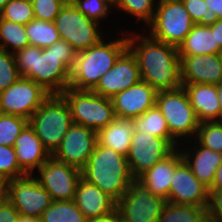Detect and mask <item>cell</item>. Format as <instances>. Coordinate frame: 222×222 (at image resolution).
<instances>
[{"mask_svg": "<svg viewBox=\"0 0 222 222\" xmlns=\"http://www.w3.org/2000/svg\"><path fill=\"white\" fill-rule=\"evenodd\" d=\"M205 211L203 207L168 202L158 222H195Z\"/></svg>", "mask_w": 222, "mask_h": 222, "instance_id": "obj_31", "label": "cell"}, {"mask_svg": "<svg viewBox=\"0 0 222 222\" xmlns=\"http://www.w3.org/2000/svg\"><path fill=\"white\" fill-rule=\"evenodd\" d=\"M217 222H222V190H209L206 209Z\"/></svg>", "mask_w": 222, "mask_h": 222, "instance_id": "obj_41", "label": "cell"}, {"mask_svg": "<svg viewBox=\"0 0 222 222\" xmlns=\"http://www.w3.org/2000/svg\"><path fill=\"white\" fill-rule=\"evenodd\" d=\"M6 198L21 215L40 219L53 202L50 194L38 183L34 175H25L9 180Z\"/></svg>", "mask_w": 222, "mask_h": 222, "instance_id": "obj_12", "label": "cell"}, {"mask_svg": "<svg viewBox=\"0 0 222 222\" xmlns=\"http://www.w3.org/2000/svg\"><path fill=\"white\" fill-rule=\"evenodd\" d=\"M61 95L68 102L75 124L98 132L115 118L112 100L93 91L68 87Z\"/></svg>", "mask_w": 222, "mask_h": 222, "instance_id": "obj_7", "label": "cell"}, {"mask_svg": "<svg viewBox=\"0 0 222 222\" xmlns=\"http://www.w3.org/2000/svg\"><path fill=\"white\" fill-rule=\"evenodd\" d=\"M77 54L73 46L59 39L45 49L29 45L16 51L14 57L21 76L33 80L50 94H61L69 87Z\"/></svg>", "mask_w": 222, "mask_h": 222, "instance_id": "obj_1", "label": "cell"}, {"mask_svg": "<svg viewBox=\"0 0 222 222\" xmlns=\"http://www.w3.org/2000/svg\"><path fill=\"white\" fill-rule=\"evenodd\" d=\"M194 25L181 0H158L147 31L152 38L178 48Z\"/></svg>", "mask_w": 222, "mask_h": 222, "instance_id": "obj_8", "label": "cell"}, {"mask_svg": "<svg viewBox=\"0 0 222 222\" xmlns=\"http://www.w3.org/2000/svg\"><path fill=\"white\" fill-rule=\"evenodd\" d=\"M155 105L163 114L170 135L177 142L179 140L181 144L188 137V141L195 139L200 122L183 87L175 90L158 91Z\"/></svg>", "mask_w": 222, "mask_h": 222, "instance_id": "obj_6", "label": "cell"}, {"mask_svg": "<svg viewBox=\"0 0 222 222\" xmlns=\"http://www.w3.org/2000/svg\"><path fill=\"white\" fill-rule=\"evenodd\" d=\"M182 160L183 156L178 148L170 156L152 166L141 175L138 180L142 182L153 195L168 200L175 168Z\"/></svg>", "mask_w": 222, "mask_h": 222, "instance_id": "obj_23", "label": "cell"}, {"mask_svg": "<svg viewBox=\"0 0 222 222\" xmlns=\"http://www.w3.org/2000/svg\"><path fill=\"white\" fill-rule=\"evenodd\" d=\"M10 0H0V12L3 10L4 6L9 2Z\"/></svg>", "mask_w": 222, "mask_h": 222, "instance_id": "obj_52", "label": "cell"}, {"mask_svg": "<svg viewBox=\"0 0 222 222\" xmlns=\"http://www.w3.org/2000/svg\"><path fill=\"white\" fill-rule=\"evenodd\" d=\"M185 9L189 12L195 24L212 25L218 18L216 14L209 11L205 0H181Z\"/></svg>", "mask_w": 222, "mask_h": 222, "instance_id": "obj_39", "label": "cell"}, {"mask_svg": "<svg viewBox=\"0 0 222 222\" xmlns=\"http://www.w3.org/2000/svg\"><path fill=\"white\" fill-rule=\"evenodd\" d=\"M207 8L216 14L218 19H222V0H205Z\"/></svg>", "mask_w": 222, "mask_h": 222, "instance_id": "obj_43", "label": "cell"}, {"mask_svg": "<svg viewBox=\"0 0 222 222\" xmlns=\"http://www.w3.org/2000/svg\"><path fill=\"white\" fill-rule=\"evenodd\" d=\"M198 121H220V106L217 85L182 84Z\"/></svg>", "mask_w": 222, "mask_h": 222, "instance_id": "obj_24", "label": "cell"}, {"mask_svg": "<svg viewBox=\"0 0 222 222\" xmlns=\"http://www.w3.org/2000/svg\"><path fill=\"white\" fill-rule=\"evenodd\" d=\"M133 132L132 119L115 116L111 123L97 132V141L126 157Z\"/></svg>", "mask_w": 222, "mask_h": 222, "instance_id": "obj_25", "label": "cell"}, {"mask_svg": "<svg viewBox=\"0 0 222 222\" xmlns=\"http://www.w3.org/2000/svg\"><path fill=\"white\" fill-rule=\"evenodd\" d=\"M50 95L41 85L21 76L0 92V106L4 114L29 120Z\"/></svg>", "mask_w": 222, "mask_h": 222, "instance_id": "obj_13", "label": "cell"}, {"mask_svg": "<svg viewBox=\"0 0 222 222\" xmlns=\"http://www.w3.org/2000/svg\"><path fill=\"white\" fill-rule=\"evenodd\" d=\"M217 93L220 106V121L222 122V83L217 85Z\"/></svg>", "mask_w": 222, "mask_h": 222, "instance_id": "obj_48", "label": "cell"}, {"mask_svg": "<svg viewBox=\"0 0 222 222\" xmlns=\"http://www.w3.org/2000/svg\"><path fill=\"white\" fill-rule=\"evenodd\" d=\"M192 141H186L182 143L183 145L179 144V150L181 151L184 161L189 165L194 176L203 185L210 189L213 184L215 172L222 164V153L214 152L200 145L197 141H195V139H193ZM186 143L194 144L191 147L190 145H187L186 148Z\"/></svg>", "mask_w": 222, "mask_h": 222, "instance_id": "obj_20", "label": "cell"}, {"mask_svg": "<svg viewBox=\"0 0 222 222\" xmlns=\"http://www.w3.org/2000/svg\"><path fill=\"white\" fill-rule=\"evenodd\" d=\"M20 77L14 53L0 49V92L7 89Z\"/></svg>", "mask_w": 222, "mask_h": 222, "instance_id": "obj_37", "label": "cell"}, {"mask_svg": "<svg viewBox=\"0 0 222 222\" xmlns=\"http://www.w3.org/2000/svg\"><path fill=\"white\" fill-rule=\"evenodd\" d=\"M60 39L68 42L78 52L96 45L102 40V27L98 22L87 18L71 0L62 7L54 20ZM101 28V29H100Z\"/></svg>", "mask_w": 222, "mask_h": 222, "instance_id": "obj_9", "label": "cell"}, {"mask_svg": "<svg viewBox=\"0 0 222 222\" xmlns=\"http://www.w3.org/2000/svg\"><path fill=\"white\" fill-rule=\"evenodd\" d=\"M209 190H222V164L216 170L213 184Z\"/></svg>", "mask_w": 222, "mask_h": 222, "instance_id": "obj_45", "label": "cell"}, {"mask_svg": "<svg viewBox=\"0 0 222 222\" xmlns=\"http://www.w3.org/2000/svg\"><path fill=\"white\" fill-rule=\"evenodd\" d=\"M88 222H118V210L116 209L106 216L99 219L89 220Z\"/></svg>", "mask_w": 222, "mask_h": 222, "instance_id": "obj_46", "label": "cell"}, {"mask_svg": "<svg viewBox=\"0 0 222 222\" xmlns=\"http://www.w3.org/2000/svg\"><path fill=\"white\" fill-rule=\"evenodd\" d=\"M3 114H4V113H3L2 108H1V106H0V118L2 117Z\"/></svg>", "mask_w": 222, "mask_h": 222, "instance_id": "obj_55", "label": "cell"}, {"mask_svg": "<svg viewBox=\"0 0 222 222\" xmlns=\"http://www.w3.org/2000/svg\"><path fill=\"white\" fill-rule=\"evenodd\" d=\"M0 17L15 23L28 24L34 19L31 0H10L0 12Z\"/></svg>", "mask_w": 222, "mask_h": 222, "instance_id": "obj_34", "label": "cell"}, {"mask_svg": "<svg viewBox=\"0 0 222 222\" xmlns=\"http://www.w3.org/2000/svg\"><path fill=\"white\" fill-rule=\"evenodd\" d=\"M117 39L100 40L96 45L78 52L71 71L69 87L92 91L100 78L110 70L120 55L128 48L127 33Z\"/></svg>", "mask_w": 222, "mask_h": 222, "instance_id": "obj_4", "label": "cell"}, {"mask_svg": "<svg viewBox=\"0 0 222 222\" xmlns=\"http://www.w3.org/2000/svg\"><path fill=\"white\" fill-rule=\"evenodd\" d=\"M179 57L181 84L222 83V53Z\"/></svg>", "mask_w": 222, "mask_h": 222, "instance_id": "obj_18", "label": "cell"}, {"mask_svg": "<svg viewBox=\"0 0 222 222\" xmlns=\"http://www.w3.org/2000/svg\"><path fill=\"white\" fill-rule=\"evenodd\" d=\"M77 9L87 18L92 19L99 24L102 20L111 14L112 8L105 0H71Z\"/></svg>", "mask_w": 222, "mask_h": 222, "instance_id": "obj_38", "label": "cell"}, {"mask_svg": "<svg viewBox=\"0 0 222 222\" xmlns=\"http://www.w3.org/2000/svg\"><path fill=\"white\" fill-rule=\"evenodd\" d=\"M29 44L45 49L60 39L54 22L34 18L25 25Z\"/></svg>", "mask_w": 222, "mask_h": 222, "instance_id": "obj_29", "label": "cell"}, {"mask_svg": "<svg viewBox=\"0 0 222 222\" xmlns=\"http://www.w3.org/2000/svg\"><path fill=\"white\" fill-rule=\"evenodd\" d=\"M97 131L73 123L52 156L82 170L97 144Z\"/></svg>", "mask_w": 222, "mask_h": 222, "instance_id": "obj_15", "label": "cell"}, {"mask_svg": "<svg viewBox=\"0 0 222 222\" xmlns=\"http://www.w3.org/2000/svg\"><path fill=\"white\" fill-rule=\"evenodd\" d=\"M35 178L50 194L53 201H71L74 199L81 170L63 163L51 156L38 170Z\"/></svg>", "mask_w": 222, "mask_h": 222, "instance_id": "obj_14", "label": "cell"}, {"mask_svg": "<svg viewBox=\"0 0 222 222\" xmlns=\"http://www.w3.org/2000/svg\"><path fill=\"white\" fill-rule=\"evenodd\" d=\"M5 196V191H0V201Z\"/></svg>", "mask_w": 222, "mask_h": 222, "instance_id": "obj_54", "label": "cell"}, {"mask_svg": "<svg viewBox=\"0 0 222 222\" xmlns=\"http://www.w3.org/2000/svg\"><path fill=\"white\" fill-rule=\"evenodd\" d=\"M81 177L116 202L126 193L133 180L127 157L98 142L81 170Z\"/></svg>", "mask_w": 222, "mask_h": 222, "instance_id": "obj_3", "label": "cell"}, {"mask_svg": "<svg viewBox=\"0 0 222 222\" xmlns=\"http://www.w3.org/2000/svg\"><path fill=\"white\" fill-rule=\"evenodd\" d=\"M209 26L211 27V31H215L216 42L222 49V19H218L214 24Z\"/></svg>", "mask_w": 222, "mask_h": 222, "instance_id": "obj_44", "label": "cell"}, {"mask_svg": "<svg viewBox=\"0 0 222 222\" xmlns=\"http://www.w3.org/2000/svg\"><path fill=\"white\" fill-rule=\"evenodd\" d=\"M156 5V0H121L116 10L126 12L148 26L155 16Z\"/></svg>", "mask_w": 222, "mask_h": 222, "instance_id": "obj_33", "label": "cell"}, {"mask_svg": "<svg viewBox=\"0 0 222 222\" xmlns=\"http://www.w3.org/2000/svg\"><path fill=\"white\" fill-rule=\"evenodd\" d=\"M132 121L134 131H141L160 138H173L163 114L156 105L141 116L133 118Z\"/></svg>", "mask_w": 222, "mask_h": 222, "instance_id": "obj_28", "label": "cell"}, {"mask_svg": "<svg viewBox=\"0 0 222 222\" xmlns=\"http://www.w3.org/2000/svg\"><path fill=\"white\" fill-rule=\"evenodd\" d=\"M111 8H117L121 0H105Z\"/></svg>", "mask_w": 222, "mask_h": 222, "instance_id": "obj_50", "label": "cell"}, {"mask_svg": "<svg viewBox=\"0 0 222 222\" xmlns=\"http://www.w3.org/2000/svg\"><path fill=\"white\" fill-rule=\"evenodd\" d=\"M28 124V119L3 114L0 118V145L13 146L16 138Z\"/></svg>", "mask_w": 222, "mask_h": 222, "instance_id": "obj_35", "label": "cell"}, {"mask_svg": "<svg viewBox=\"0 0 222 222\" xmlns=\"http://www.w3.org/2000/svg\"><path fill=\"white\" fill-rule=\"evenodd\" d=\"M179 56L210 55L222 53L216 42L215 31L208 25L195 24L183 42L179 45Z\"/></svg>", "mask_w": 222, "mask_h": 222, "instance_id": "obj_26", "label": "cell"}, {"mask_svg": "<svg viewBox=\"0 0 222 222\" xmlns=\"http://www.w3.org/2000/svg\"><path fill=\"white\" fill-rule=\"evenodd\" d=\"M168 200L153 195L138 179H133L116 209L127 222H158Z\"/></svg>", "mask_w": 222, "mask_h": 222, "instance_id": "obj_11", "label": "cell"}, {"mask_svg": "<svg viewBox=\"0 0 222 222\" xmlns=\"http://www.w3.org/2000/svg\"><path fill=\"white\" fill-rule=\"evenodd\" d=\"M156 95L150 84L140 81L111 98L115 116L130 119L141 116L155 106Z\"/></svg>", "mask_w": 222, "mask_h": 222, "instance_id": "obj_19", "label": "cell"}, {"mask_svg": "<svg viewBox=\"0 0 222 222\" xmlns=\"http://www.w3.org/2000/svg\"><path fill=\"white\" fill-rule=\"evenodd\" d=\"M178 144L174 138H160L134 131L126 156L133 179H138L156 163L174 153L179 148Z\"/></svg>", "mask_w": 222, "mask_h": 222, "instance_id": "obj_10", "label": "cell"}, {"mask_svg": "<svg viewBox=\"0 0 222 222\" xmlns=\"http://www.w3.org/2000/svg\"><path fill=\"white\" fill-rule=\"evenodd\" d=\"M140 71L135 55L127 48L117 59L115 65L101 78L94 93L106 98H113L117 93L139 83Z\"/></svg>", "mask_w": 222, "mask_h": 222, "instance_id": "obj_16", "label": "cell"}, {"mask_svg": "<svg viewBox=\"0 0 222 222\" xmlns=\"http://www.w3.org/2000/svg\"><path fill=\"white\" fill-rule=\"evenodd\" d=\"M73 201L88 221L112 213L117 206L114 199L82 177L77 184Z\"/></svg>", "mask_w": 222, "mask_h": 222, "instance_id": "obj_21", "label": "cell"}, {"mask_svg": "<svg viewBox=\"0 0 222 222\" xmlns=\"http://www.w3.org/2000/svg\"><path fill=\"white\" fill-rule=\"evenodd\" d=\"M0 175L6 182L27 175L18 164L13 146L0 145Z\"/></svg>", "mask_w": 222, "mask_h": 222, "instance_id": "obj_36", "label": "cell"}, {"mask_svg": "<svg viewBox=\"0 0 222 222\" xmlns=\"http://www.w3.org/2000/svg\"><path fill=\"white\" fill-rule=\"evenodd\" d=\"M195 140L202 146L222 153V122L205 121L199 124Z\"/></svg>", "mask_w": 222, "mask_h": 222, "instance_id": "obj_32", "label": "cell"}, {"mask_svg": "<svg viewBox=\"0 0 222 222\" xmlns=\"http://www.w3.org/2000/svg\"><path fill=\"white\" fill-rule=\"evenodd\" d=\"M127 34L128 48L136 57L141 81L150 84L157 92L182 87L177 47L146 33L134 34L131 30V35L129 32Z\"/></svg>", "mask_w": 222, "mask_h": 222, "instance_id": "obj_2", "label": "cell"}, {"mask_svg": "<svg viewBox=\"0 0 222 222\" xmlns=\"http://www.w3.org/2000/svg\"><path fill=\"white\" fill-rule=\"evenodd\" d=\"M29 45L25 25L0 17V49L15 53Z\"/></svg>", "mask_w": 222, "mask_h": 222, "instance_id": "obj_27", "label": "cell"}, {"mask_svg": "<svg viewBox=\"0 0 222 222\" xmlns=\"http://www.w3.org/2000/svg\"><path fill=\"white\" fill-rule=\"evenodd\" d=\"M72 124L68 102L61 94H51L29 119V125L51 155Z\"/></svg>", "mask_w": 222, "mask_h": 222, "instance_id": "obj_5", "label": "cell"}, {"mask_svg": "<svg viewBox=\"0 0 222 222\" xmlns=\"http://www.w3.org/2000/svg\"><path fill=\"white\" fill-rule=\"evenodd\" d=\"M20 213L4 196L0 201V222H16Z\"/></svg>", "mask_w": 222, "mask_h": 222, "instance_id": "obj_42", "label": "cell"}, {"mask_svg": "<svg viewBox=\"0 0 222 222\" xmlns=\"http://www.w3.org/2000/svg\"><path fill=\"white\" fill-rule=\"evenodd\" d=\"M208 201L209 189L194 176L189 165L183 159L175 168L168 202L207 209Z\"/></svg>", "mask_w": 222, "mask_h": 222, "instance_id": "obj_17", "label": "cell"}, {"mask_svg": "<svg viewBox=\"0 0 222 222\" xmlns=\"http://www.w3.org/2000/svg\"><path fill=\"white\" fill-rule=\"evenodd\" d=\"M118 222H127L121 217V214L119 211H118Z\"/></svg>", "mask_w": 222, "mask_h": 222, "instance_id": "obj_53", "label": "cell"}, {"mask_svg": "<svg viewBox=\"0 0 222 222\" xmlns=\"http://www.w3.org/2000/svg\"><path fill=\"white\" fill-rule=\"evenodd\" d=\"M20 168L33 175L52 155L42 145L34 129L28 124L13 144Z\"/></svg>", "mask_w": 222, "mask_h": 222, "instance_id": "obj_22", "label": "cell"}, {"mask_svg": "<svg viewBox=\"0 0 222 222\" xmlns=\"http://www.w3.org/2000/svg\"><path fill=\"white\" fill-rule=\"evenodd\" d=\"M7 182L0 175V191H6Z\"/></svg>", "mask_w": 222, "mask_h": 222, "instance_id": "obj_51", "label": "cell"}, {"mask_svg": "<svg viewBox=\"0 0 222 222\" xmlns=\"http://www.w3.org/2000/svg\"><path fill=\"white\" fill-rule=\"evenodd\" d=\"M16 222H40V219L20 214Z\"/></svg>", "mask_w": 222, "mask_h": 222, "instance_id": "obj_49", "label": "cell"}, {"mask_svg": "<svg viewBox=\"0 0 222 222\" xmlns=\"http://www.w3.org/2000/svg\"><path fill=\"white\" fill-rule=\"evenodd\" d=\"M40 222H88V220L71 200L53 201L43 212Z\"/></svg>", "mask_w": 222, "mask_h": 222, "instance_id": "obj_30", "label": "cell"}, {"mask_svg": "<svg viewBox=\"0 0 222 222\" xmlns=\"http://www.w3.org/2000/svg\"><path fill=\"white\" fill-rule=\"evenodd\" d=\"M195 222H217L212 215L206 210Z\"/></svg>", "mask_w": 222, "mask_h": 222, "instance_id": "obj_47", "label": "cell"}, {"mask_svg": "<svg viewBox=\"0 0 222 222\" xmlns=\"http://www.w3.org/2000/svg\"><path fill=\"white\" fill-rule=\"evenodd\" d=\"M68 0H31L34 18L54 22Z\"/></svg>", "mask_w": 222, "mask_h": 222, "instance_id": "obj_40", "label": "cell"}]
</instances>
